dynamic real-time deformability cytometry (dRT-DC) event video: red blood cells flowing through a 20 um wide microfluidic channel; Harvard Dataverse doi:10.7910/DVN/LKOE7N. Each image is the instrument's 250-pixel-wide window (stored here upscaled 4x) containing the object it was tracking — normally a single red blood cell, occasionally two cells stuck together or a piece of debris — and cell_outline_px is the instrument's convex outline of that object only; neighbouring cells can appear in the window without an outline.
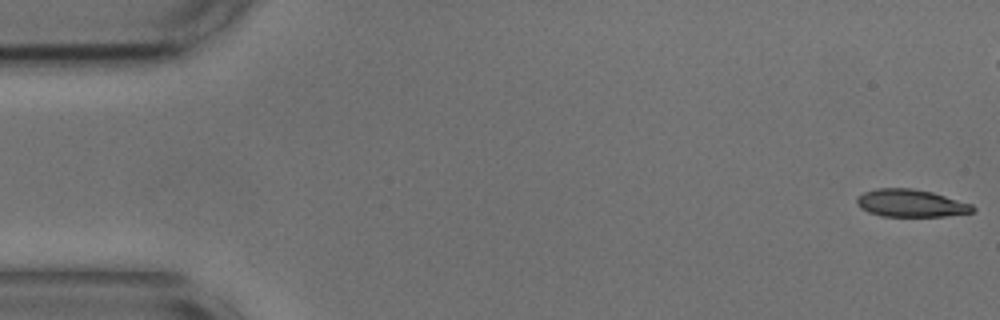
{"species": "common noctule bat (a hibernating species)", "species_latin": "Nyctalus noctula", "temperature_condition": "cold", "stored_images_in_passage": 55, "camera_frame_rate_fps": 3000, "um_per_image_px": 0.085, "animal": {"sex": "male", "body_mass_g": 17.9, "forearm_length_mm": 54.2}, "frame": {"image": 1, "passage_image": 1, "time_ms": 0.0, "image_size_px": [1000, 320], "cell_outline_px": [[976, 208], [972, 212], [944, 216], [880, 216], [868, 212], [860, 208], [856, 204], [856, 200], [864, 192], [876, 188], [912, 188], [932, 192], [972, 204]], "centroid_in_image_um": [77.4, 17.27], "position_along_channel_um": 7.6, "area_um2": 18.55}}
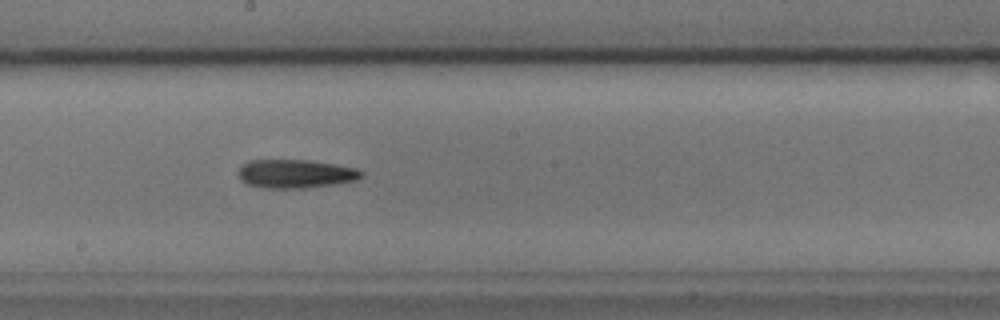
{"frame": {"image": 2, "passage_image": 29, "time_ms": 9.333, "image_size_px": [1000, 320], "cell_outline_px": [[364, 176], [356, 180], [336, 184], [304, 188], [264, 188], [248, 184], [240, 180], [236, 172], [240, 164], [248, 160], [308, 160], [336, 164], [356, 168], [364, 172]], "centroid_in_image_um": [25.09, 14.76], "position_along_channel_um": 223.1, "area_um2": 20.87}}
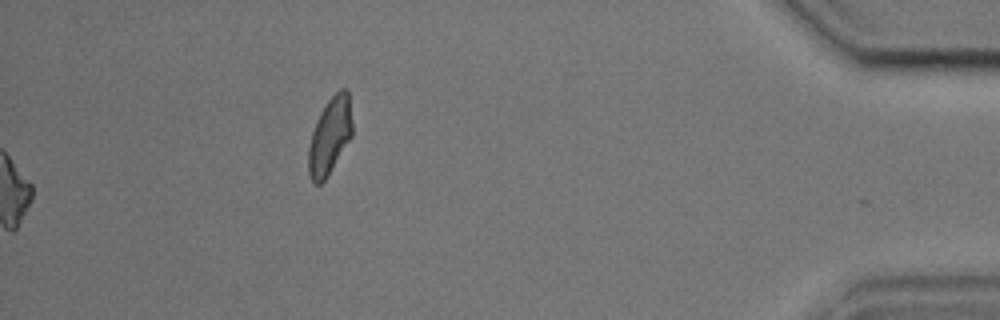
{"frame": {"image": 3, "passage_image": 55, "time_ms": 18.0, "image_size_px": [1000, 320], "cell_outline_px": [[352, 136], [324, 180], [320, 184], [312, 184], [308, 176], [308, 148], [312, 132], [316, 120], [320, 112], [328, 100], [340, 88], [348, 88], [352, 120]], "centroid_in_image_um": [28.02, 11.55], "position_along_channel_um": 407.2, "area_um2": 19.65}}